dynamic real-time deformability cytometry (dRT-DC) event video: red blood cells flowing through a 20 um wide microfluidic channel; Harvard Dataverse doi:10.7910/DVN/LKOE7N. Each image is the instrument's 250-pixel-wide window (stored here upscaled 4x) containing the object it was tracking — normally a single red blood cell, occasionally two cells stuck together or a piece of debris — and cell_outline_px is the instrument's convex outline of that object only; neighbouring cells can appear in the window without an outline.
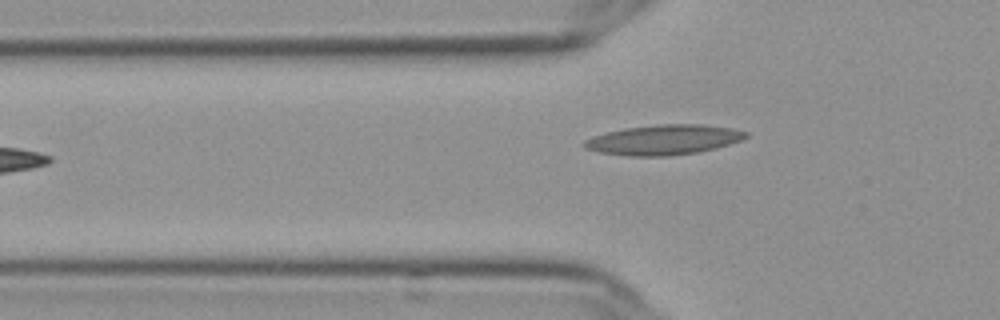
{"species": "Egyptian fruit bat (a non-hibernating species)", "species_latin": "Rousettus aegyptiacus", "temperature_condition": "cold", "stored_images_in_passage": 34, "camera_frame_rate_fps": 3000, "um_per_image_px": 0.085, "frame": {"image": 1, "passage_image": 2, "time_ms": 0.333, "image_size_px": [1000, 320], "cell_outline_px": [[748, 136], [740, 140], [728, 144], [696, 152], [664, 156], [628, 156], [600, 152], [584, 148], [580, 144], [584, 140], [592, 136], [624, 128], [656, 124], [700, 124], [732, 128], [748, 132]], "centroid_in_image_um": [56.35, 11.87], "position_along_channel_um": 69.4, "area_um2": 28.09}}
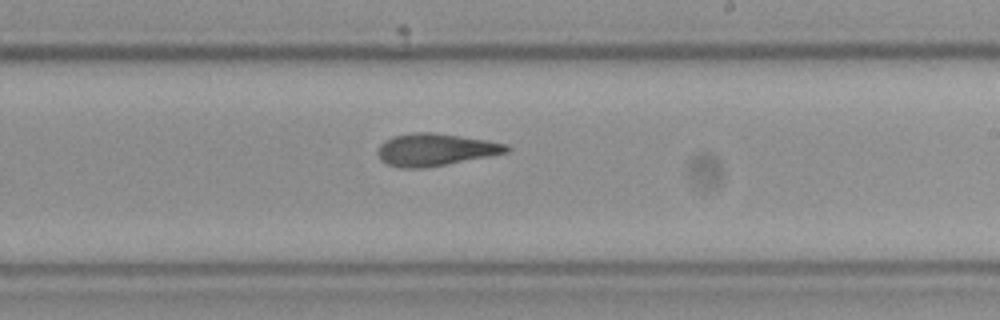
{"frame": {"image": 2, "passage_image": 17, "time_ms": 5.333, "image_size_px": [1000, 320], "cell_outline_px": [[512, 148], [508, 152], [488, 156], [424, 168], [400, 168], [388, 164], [380, 160], [376, 152], [380, 144], [384, 140], [392, 136], [412, 132], [436, 132], [488, 140], [508, 144]], "centroid_in_image_um": [36.98, 12.7], "position_along_channel_um": 252.0, "area_um2": 24.45}}
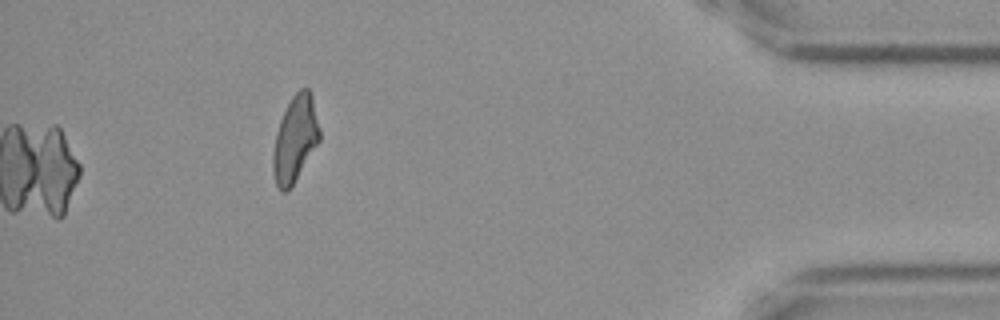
{"frame": {"image": 3, "passage_image": 34, "time_ms": 11.0, "image_size_px": [1000, 320], "cell_outline_px": [[320, 140], [288, 192], [280, 192], [276, 184], [272, 172], [272, 156], [276, 132], [280, 120], [292, 96], [300, 88], [308, 88], [312, 96], [320, 128]], "centroid_in_image_um": [25.07, 11.84], "position_along_channel_um": 410.1, "area_um2": 23.35}, "authors_computed_cell_mechanics": {"area_um2": 24.4205, "velocity_mm_per_s": 3.6507, "shape_relaxation_time_tau1_ms": 8.2758, "shape_relaxation_time_tau2_ms": 3.4118, "deformation_change_tau1": 0.2126, "deformation_change_tau2": 0.107}}